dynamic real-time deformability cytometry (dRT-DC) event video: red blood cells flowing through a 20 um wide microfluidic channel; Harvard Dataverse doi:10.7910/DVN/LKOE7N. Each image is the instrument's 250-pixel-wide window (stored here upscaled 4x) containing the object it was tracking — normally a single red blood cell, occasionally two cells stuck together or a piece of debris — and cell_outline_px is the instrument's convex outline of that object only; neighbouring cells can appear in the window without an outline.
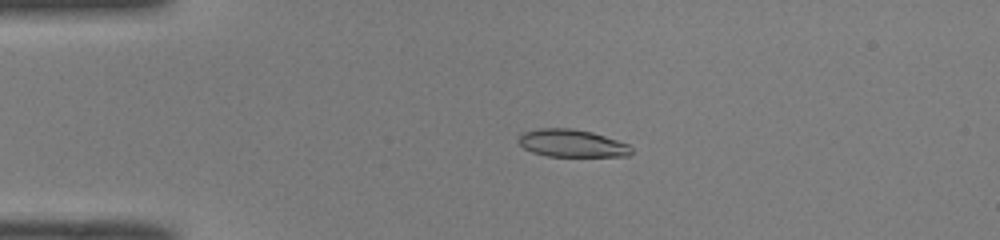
{"species": "common noctule bat (a hibernating species)", "species_latin": "Nyctalus noctula", "temperature_condition": "room temperature", "stored_images_in_passage": 50, "camera_frame_rate_fps": 3000, "um_per_image_px": 0.085, "animal": {"sex": "male", "body_mass_g": 19.0, "forearm_length_mm": 50.8}, "frame": {"image": 1, "passage_image": 12, "time_ms": 3.667, "image_size_px": [1000, 240], "cell_outline_px": [[632, 152], [628, 156], [548, 156], [532, 152], [524, 148], [516, 140], [524, 132], [540, 128], [572, 128], [592, 132], [628, 144], [632, 148]], "centroid_in_image_um": [48.6, 12.18], "position_along_channel_um": 36.4, "area_um2": 18.03}}
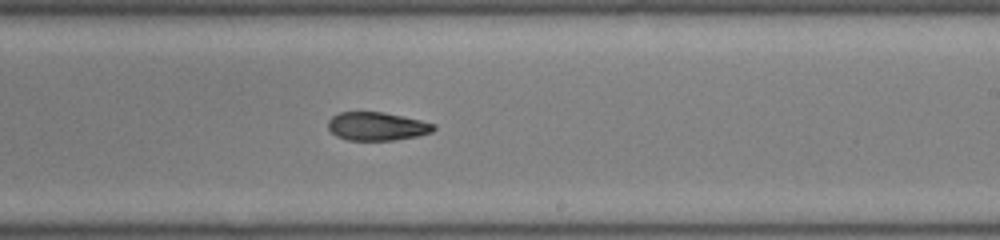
{"frame": {"image": 2, "passage_image": 31, "time_ms": 10.0, "image_size_px": [1000, 240], "cell_outline_px": [[436, 128], [432, 132], [416, 136], [392, 140], [348, 140], [336, 136], [328, 128], [328, 120], [332, 116], [340, 112], [384, 112], [420, 120], [436, 124]], "centroid_in_image_um": [32.03, 10.73], "position_along_channel_um": 257.0, "area_um2": 17.4}}
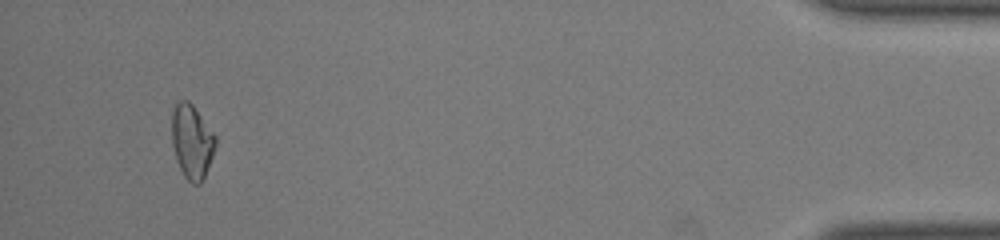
{"frame": {"image": 3, "passage_image": 48, "time_ms": 15.667, "image_size_px": [1000, 240], "cell_outline_px": [[216, 144], [212, 156], [204, 176], [200, 184], [192, 184], [184, 176], [176, 160], [172, 144], [172, 112], [176, 104], [180, 100], [188, 100], [192, 104], [216, 136]], "centroid_in_image_um": [16.3, 12.03], "position_along_channel_um": 418.9, "area_um2": 18.67}, "authors_computed_cell_mechanics": {"area_um2": 18.4671, "velocity_mm_per_s": 4.1106, "shape_relaxation_time_tau1_ms": 6.6865, "shape_relaxation_time_tau2_ms": 4.1817, "deformation_change_tau1": 0.1863, "deformation_change_tau2": 0.1043}}